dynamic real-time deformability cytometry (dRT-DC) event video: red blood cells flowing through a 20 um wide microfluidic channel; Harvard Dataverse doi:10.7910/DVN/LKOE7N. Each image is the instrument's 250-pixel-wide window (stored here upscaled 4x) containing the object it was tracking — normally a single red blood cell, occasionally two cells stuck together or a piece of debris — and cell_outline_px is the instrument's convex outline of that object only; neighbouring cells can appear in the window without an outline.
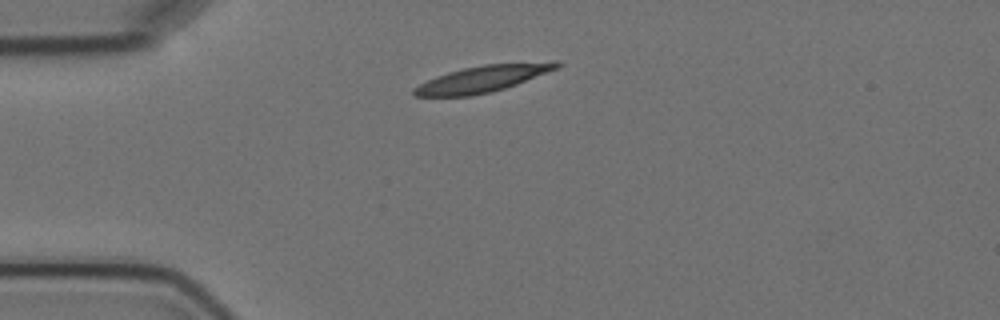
{"species": "Egyptian fruit bat (a non-hibernating species)", "species_latin": "Rousettus aegyptiacus", "temperature_condition": "cold", "stored_images_in_passage": 4, "camera_frame_rate_fps": 3000, "um_per_image_px": 0.085, "animal": {"sex": "female"}, "frame": {"image": 1, "passage_image": 1, "time_ms": 0.0, "image_size_px": [1000, 320], "cell_outline_px": [[564, 64], [560, 68], [516, 84], [492, 92], [472, 96], [412, 96], [412, 88], [436, 76], [448, 72], [464, 68], [484, 64], [552, 60], [560, 60]], "centroid_in_image_um": [41.13, 6.67], "position_along_channel_um": 43.9, "area_um2": 22.54}}
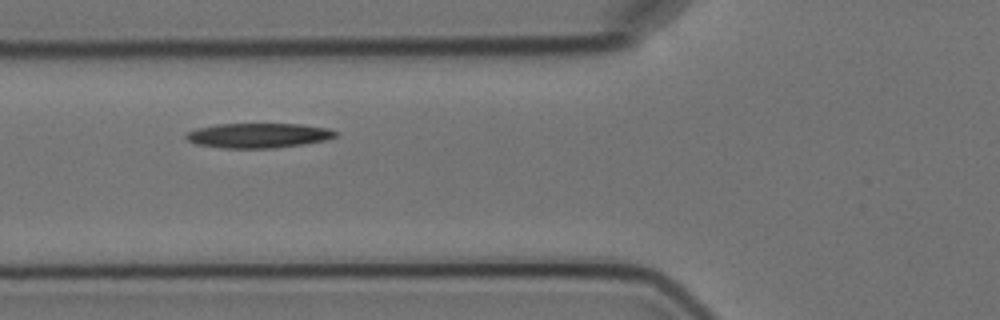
{"frame": {"image": 2, "passage_image": 3, "time_ms": 2.333, "image_size_px": [1000, 320], "cell_outline_px": [[340, 132], [336, 136], [328, 140], [304, 144], [276, 148], [220, 148], [196, 144], [188, 140], [184, 136], [188, 132], [196, 128], [216, 124], [300, 124], [328, 128]], "centroid_in_image_um": [21.99, 11.52], "position_along_channel_um": 103.8, "area_um2": 21.79}}
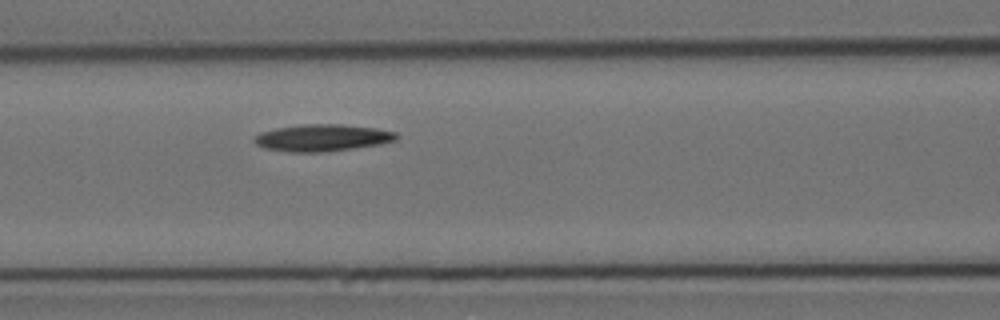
{"frame": {"image": 3, "passage_image": 4, "time_ms": 3.333, "image_size_px": [1000, 320], "cell_outline_px": [[400, 136], [396, 140], [380, 144], [352, 148], [320, 152], [288, 152], [264, 148], [256, 144], [252, 140], [252, 136], [260, 132], [276, 128], [304, 124], [344, 124], [376, 128], [396, 132]], "centroid_in_image_um": [27.37, 11.7], "position_along_channel_um": 139.2, "area_um2": 22.43}}